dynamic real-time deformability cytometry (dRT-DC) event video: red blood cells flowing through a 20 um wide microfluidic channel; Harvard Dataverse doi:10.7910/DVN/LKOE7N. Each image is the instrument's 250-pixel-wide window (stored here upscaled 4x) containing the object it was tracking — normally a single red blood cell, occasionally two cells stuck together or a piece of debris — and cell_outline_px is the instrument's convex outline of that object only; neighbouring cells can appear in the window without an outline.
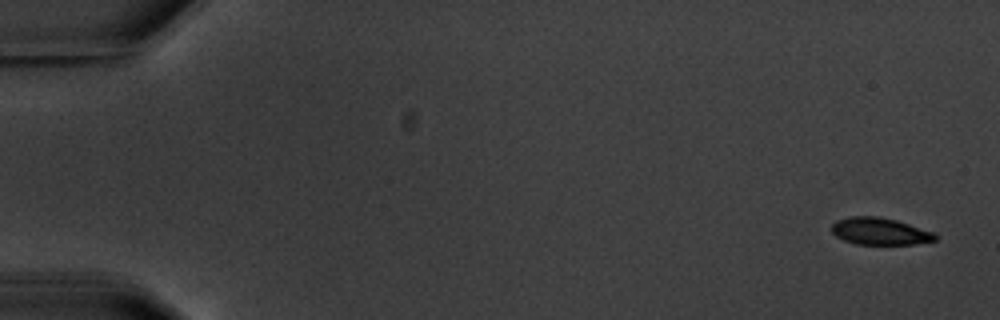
{"species": "common noctule bat (a hibernating species)", "species_latin": "Nyctalus noctula", "temperature_condition": "warm", "stored_images_in_passage": 6, "camera_frame_rate_fps": 3000, "um_per_image_px": 0.085, "animal": {"sex": "male", "body_mass_g": 20.1, "forearm_length_mm": 53.5}, "frame": {"image": 1, "passage_image": 1, "time_ms": 0.0, "image_size_px": [1000, 320], "cell_outline_px": [[940, 236], [936, 240], [916, 244], [856, 244], [844, 240], [836, 236], [832, 232], [832, 224], [836, 220], [848, 216], [880, 216], [896, 220], [936, 232]], "centroid_in_image_um": [74.83, 19.65], "position_along_channel_um": 10.2, "area_um2": 16.59}}
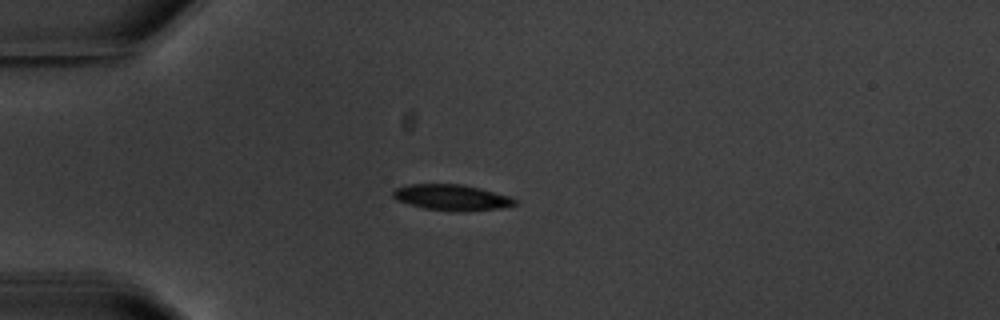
{"frame": {"image": 2, "passage_image": 5, "time_ms": 4.667, "image_size_px": [1000, 320], "cell_outline_px": [[516, 204], [500, 208], [464, 212], [452, 212], [424, 208], [408, 204], [396, 200], [392, 196], [392, 192], [396, 188], [408, 184], [464, 184], [512, 196], [516, 200]], "centroid_in_image_um": [38.4, 16.79], "position_along_channel_um": 46.6, "area_um2": 18.67}}